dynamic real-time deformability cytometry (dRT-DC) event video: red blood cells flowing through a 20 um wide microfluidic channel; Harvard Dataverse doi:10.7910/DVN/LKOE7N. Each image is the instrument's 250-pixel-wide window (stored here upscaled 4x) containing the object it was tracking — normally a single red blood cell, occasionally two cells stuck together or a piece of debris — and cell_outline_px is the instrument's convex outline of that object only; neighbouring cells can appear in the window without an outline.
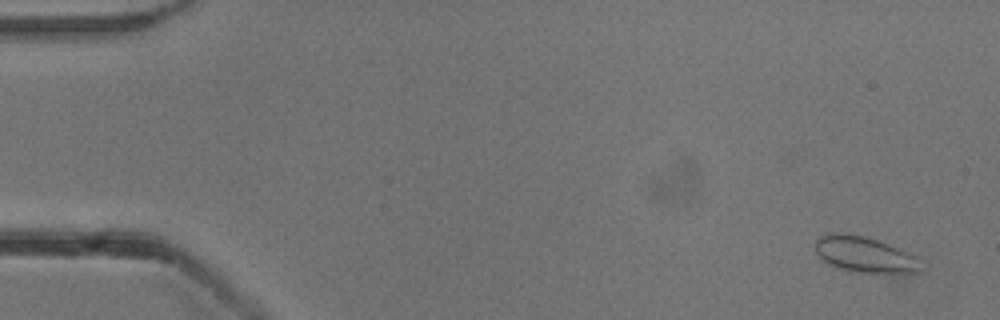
{"species": "common noctule bat (a hibernating species)", "species_latin": "Nyctalus noctula", "temperature_condition": "cold", "stored_images_in_passage": 54, "camera_frame_rate_fps": 3000, "um_per_image_px": 0.085, "animal": {"sex": "male", "body_mass_g": 13.3}, "frame": {"image": 1, "passage_image": 3, "time_ms": 0.667, "image_size_px": [1000, 320], "cell_outline_px": [[920, 272], [852, 272], [828, 264], [816, 256], [816, 240], [820, 236], [832, 232], [840, 232], [864, 236], [900, 248], [908, 252], [912, 256]], "centroid_in_image_um": [73.35, 21.61], "position_along_channel_um": 11.6, "area_um2": 21.5}}
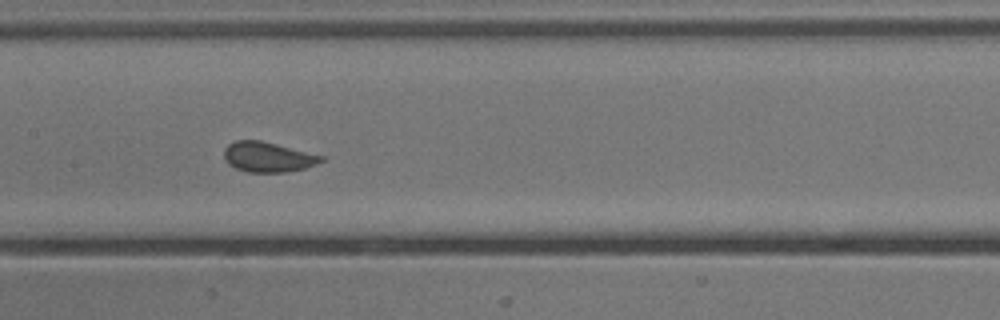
{"frame": {"image": 2, "passage_image": 27, "time_ms": 8.667, "image_size_px": [1000, 320], "cell_outline_px": [[324, 160], [316, 164], [304, 168], [288, 172], [248, 172], [236, 168], [228, 164], [224, 160], [224, 148], [228, 144], [236, 140], [260, 140], [324, 156]], "centroid_in_image_um": [22.74, 13.34], "position_along_channel_um": 184.7, "area_um2": 16.99}}
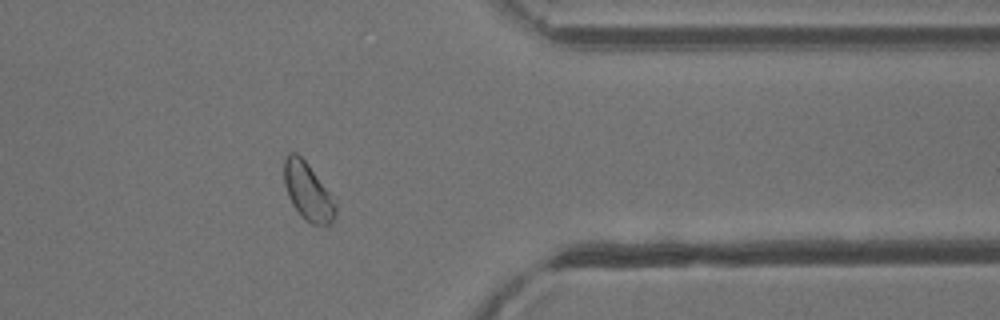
{"frame": {"image": 3, "passage_image": 44, "time_ms": 14.333, "image_size_px": [1000, 320], "cell_outline_px": [[336, 216], [328, 224], [312, 224], [300, 216], [292, 204], [288, 196], [284, 184], [284, 156], [288, 152], [296, 152], [308, 164], [328, 192], [336, 204]], "centroid_in_image_um": [26.12, 16.27], "position_along_channel_um": 385.3, "area_um2": 16.99}, "authors_computed_cell_mechanics": {"area_um2": 17.7446, "velocity_mm_per_s": 3.8044, "shape_relaxation_time_tau1_ms": 1.8026, "shape_relaxation_time_tau2_ms": null, "deformation_change_tau1": 0.0345, "deformation_change_tau2": null}}